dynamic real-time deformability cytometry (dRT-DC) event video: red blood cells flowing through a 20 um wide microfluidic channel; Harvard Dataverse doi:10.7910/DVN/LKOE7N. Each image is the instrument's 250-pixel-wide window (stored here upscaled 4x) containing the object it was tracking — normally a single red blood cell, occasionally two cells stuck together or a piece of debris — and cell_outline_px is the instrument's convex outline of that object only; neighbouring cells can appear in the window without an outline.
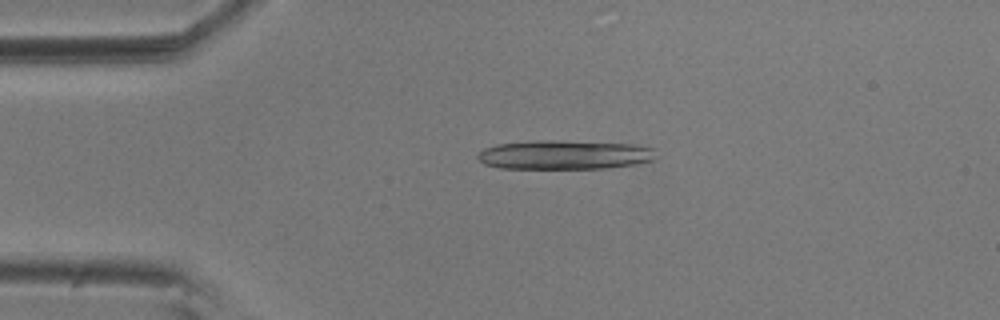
{"species": "common noctule bat (a hibernating species)", "species_latin": "Nyctalus noctula", "temperature_condition": "room temperature", "stored_images_in_passage": 54, "camera_frame_rate_fps": 3000, "um_per_image_px": 0.085, "animal": {"sex": "male", "body_mass_g": 20.5, "forearm_length_mm": 52.5}, "frame": {"image": 1, "passage_image": 11, "time_ms": 3.333, "image_size_px": [1000, 320], "cell_outline_px": [[656, 160], [636, 164], [608, 168], [500, 168], [484, 164], [476, 156], [484, 148], [496, 144], [536, 140], [556, 140], [636, 144], [652, 148]], "centroid_in_image_um": [47.98, 13.15], "position_along_channel_um": 37.0, "area_um2": 30.4}}
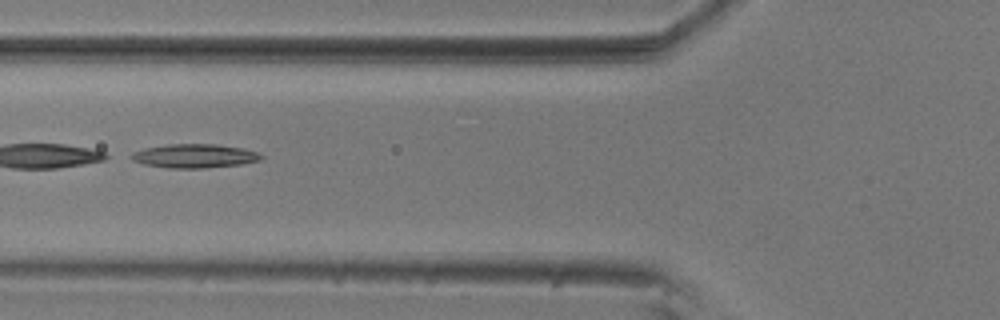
{"frame": {"image": 2, "passage_image": 20, "time_ms": 6.333, "image_size_px": [1000, 320], "cell_outline_px": [[264, 160], [240, 164], [204, 168], [168, 168], [144, 164], [132, 160], [124, 156], [132, 152], [144, 148], [168, 144], [216, 144], [244, 148], [256, 152], [264, 156]], "centroid_in_image_um": [16.49, 13.25], "position_along_channel_um": 109.3, "area_um2": 18.32}}
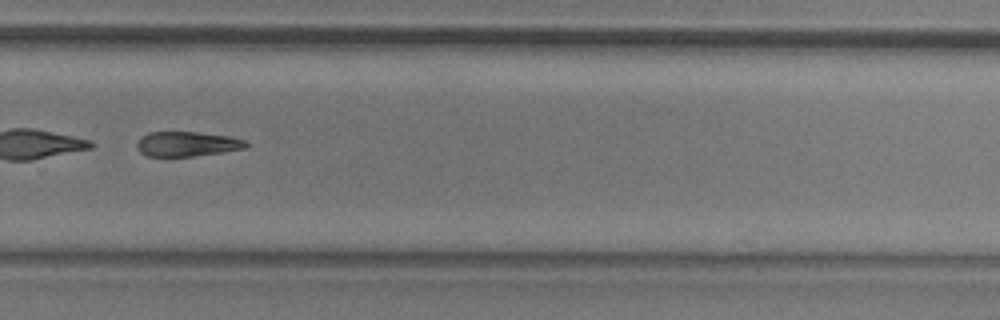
{"frame": {"image": 3, "passage_image": 37, "time_ms": 12.0, "image_size_px": [1000, 320], "cell_outline_px": [[248, 144], [244, 148], [224, 152], [192, 156], [148, 156], [140, 152], [136, 148], [136, 144], [140, 136], [148, 132], [196, 132], [228, 136], [244, 140]], "centroid_in_image_um": [15.84, 12.23], "position_along_channel_um": 314.0, "area_um2": 15.72}, "authors_computed_cell_mechanics": {"area_um2": 29.6803, "velocity_mm_per_s": 3.616, "shape_relaxation_time_tau1_ms": 9.0301, "shape_relaxation_time_tau2_ms": null, "deformation_change_tau1": 0.2241, "deformation_change_tau2": null}}